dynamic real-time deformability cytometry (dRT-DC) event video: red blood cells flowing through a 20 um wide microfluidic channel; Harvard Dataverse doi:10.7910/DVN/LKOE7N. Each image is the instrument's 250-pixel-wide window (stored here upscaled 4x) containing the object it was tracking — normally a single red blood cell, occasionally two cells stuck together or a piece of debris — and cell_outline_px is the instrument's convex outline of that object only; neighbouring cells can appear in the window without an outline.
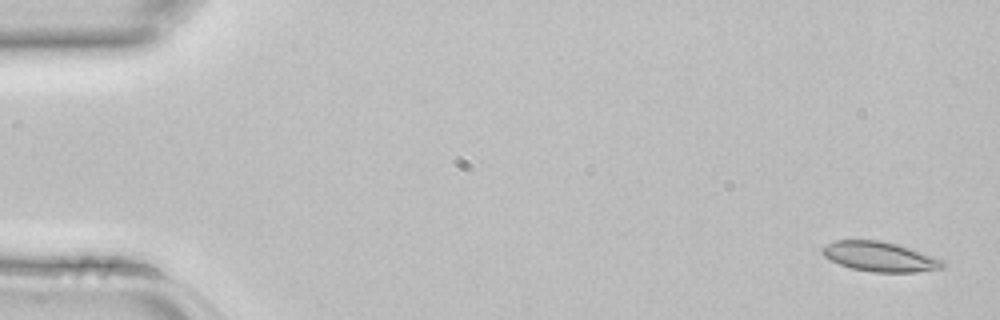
{"species": "common noctule bat (a hibernating species)", "species_latin": "Nyctalus noctula", "temperature_condition": "room temperature", "stored_images_in_passage": 3, "camera_frame_rate_fps": 3000, "um_per_image_px": 0.085, "animal": {"sex": "female", "body_mass_g": 22.7, "forearm_length_mm": 54.2}, "frame": {"image": 1, "passage_image": 1, "time_ms": 0.0, "image_size_px": [1000, 320], "cell_outline_px": [[944, 268], [916, 272], [872, 272], [852, 268], [840, 264], [824, 256], [820, 252], [820, 248], [836, 240], [880, 240], [900, 244], [944, 260]], "centroid_in_image_um": [74.8, 21.8], "position_along_channel_um": 10.2, "area_um2": 20.98}}
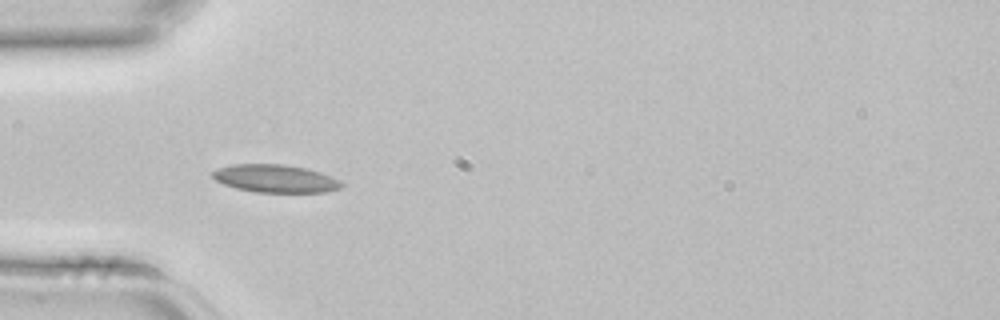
{"frame": {"image": 2, "passage_image": 3, "time_ms": 0.667, "image_size_px": [1000, 320], "cell_outline_px": [[344, 184], [340, 188], [324, 192], [256, 192], [236, 188], [224, 184], [216, 180], [208, 172], [216, 168], [232, 164], [284, 164], [304, 168], [320, 172], [332, 176], [340, 180]], "centroid_in_image_um": [23.37, 15.17], "position_along_channel_um": 61.6, "area_um2": 21.04}}